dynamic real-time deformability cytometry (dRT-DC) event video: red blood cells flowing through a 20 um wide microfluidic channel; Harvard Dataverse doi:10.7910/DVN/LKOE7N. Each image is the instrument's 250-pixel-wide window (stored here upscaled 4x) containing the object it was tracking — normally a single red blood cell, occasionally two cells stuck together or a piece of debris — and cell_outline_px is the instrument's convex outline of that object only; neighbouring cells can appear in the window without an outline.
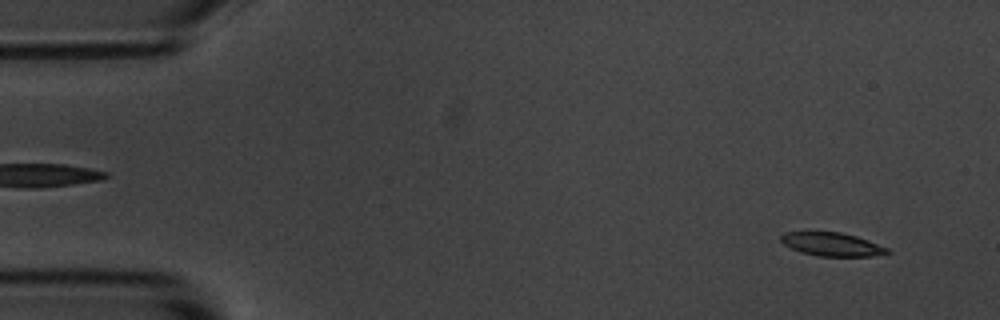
{"species": "common noctule bat (a hibernating species)", "species_latin": "Nyctalus noctula", "temperature_condition": "room temperature", "stored_images_in_passage": 54, "camera_frame_rate_fps": 3000, "um_per_image_px": 0.085, "animal": {"sex": "male", "body_mass_g": 20.1, "forearm_length_mm": 53.5}, "frame": {"image": 1, "passage_image": 3, "time_ms": 0.667, "image_size_px": [1000, 320], "cell_outline_px": [[892, 252], [872, 256], [816, 256], [800, 252], [784, 244], [780, 240], [780, 236], [784, 232], [840, 232], [856, 236], [868, 240], [888, 248]], "centroid_in_image_um": [70.71, 20.77], "position_along_channel_um": 14.3, "area_um2": 14.51}}
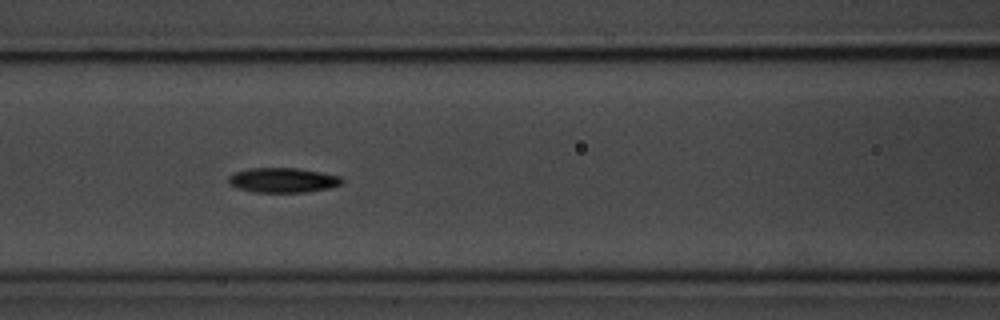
{"frame": {"image": 2, "passage_image": 22, "time_ms": 7.0, "image_size_px": [1000, 320], "cell_outline_px": [[344, 180], [340, 184], [328, 188], [308, 192], [256, 192], [240, 188], [228, 184], [228, 176], [236, 172], [248, 168], [296, 168], [320, 172], [340, 176]], "centroid_in_image_um": [24.04, 15.31], "position_along_channel_um": 142.6, "area_um2": 16.24}}
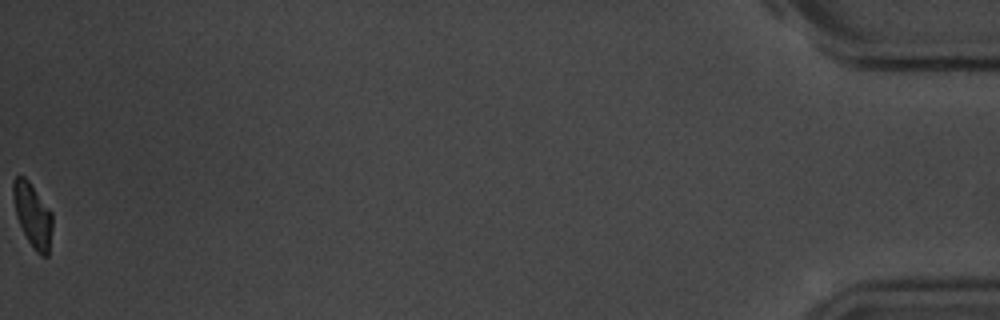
{"frame": {"image": 3, "passage_image": 54, "time_ms": 17.667, "image_size_px": [1000, 320], "cell_outline_px": [[52, 228], [48, 256], [40, 256], [36, 252], [28, 240], [16, 216], [12, 196], [12, 180], [16, 176], [24, 176], [28, 180], [52, 212]], "centroid_in_image_um": [2.76, 18.27], "position_along_channel_um": 432.4, "area_um2": 14.62}, "authors_computed_cell_mechanics": {"area_um2": 15.7505, "velocity_mm_per_s": 3.6678, "shape_relaxation_time_tau1_ms": 2.3066, "shape_relaxation_time_tau2_ms": 6.7169, "deformation_change_tau1": 0.1351, "deformation_change_tau2": 0.1326}}